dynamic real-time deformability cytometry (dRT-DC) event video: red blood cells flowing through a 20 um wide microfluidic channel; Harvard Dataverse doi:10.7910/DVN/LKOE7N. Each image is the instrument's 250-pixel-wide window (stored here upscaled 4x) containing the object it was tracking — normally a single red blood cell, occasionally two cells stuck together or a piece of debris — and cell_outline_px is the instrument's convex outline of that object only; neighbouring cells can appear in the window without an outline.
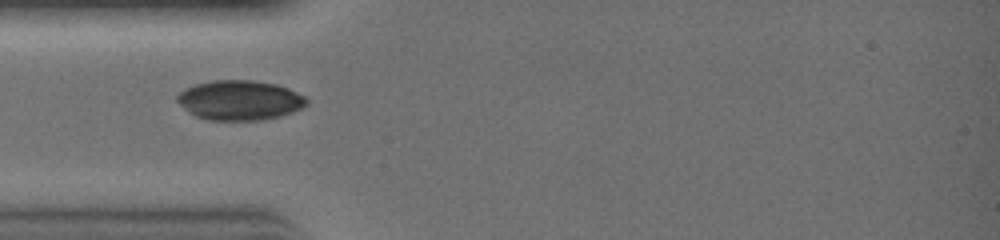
{"species": "common noctule bat (a hibernating species)", "species_latin": "Nyctalus noctula", "temperature_condition": "warm", "stored_images_in_passage": 19, "camera_frame_rate_fps": 3000, "um_per_image_px": 0.085, "animal": {"sex": "female", "body_mass_g": 19.0, "forearm_length_mm": 51.5}, "frame": {"image": 1, "passage_image": 1, "time_ms": 0.0, "image_size_px": [1000, 240], "cell_outline_px": [[308, 104], [292, 112], [276, 116], [256, 120], [208, 120], [196, 116], [188, 112], [176, 100], [176, 96], [184, 88], [196, 84], [212, 80], [252, 80], [276, 84], [288, 88], [304, 96], [308, 100]], "centroid_in_image_um": [20.34, 8.51], "position_along_channel_um": 64.7, "area_um2": 29.82}}
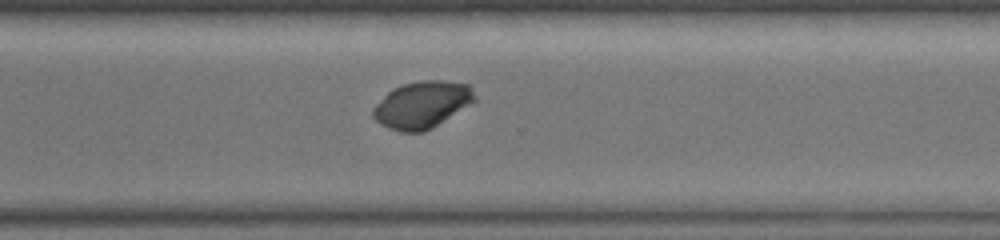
{"frame": {"image": 2, "passage_image": 14, "time_ms": 4.333, "image_size_px": [1000, 240], "cell_outline_px": [[476, 100], [432, 128], [424, 132], [400, 132], [388, 128], [380, 124], [372, 116], [372, 108], [392, 88], [400, 84], [420, 80], [444, 80], [468, 84], [472, 88], [476, 96]], "centroid_in_image_um": [35.86, 8.89], "position_along_channel_um": 334.7, "area_um2": 27.92}}
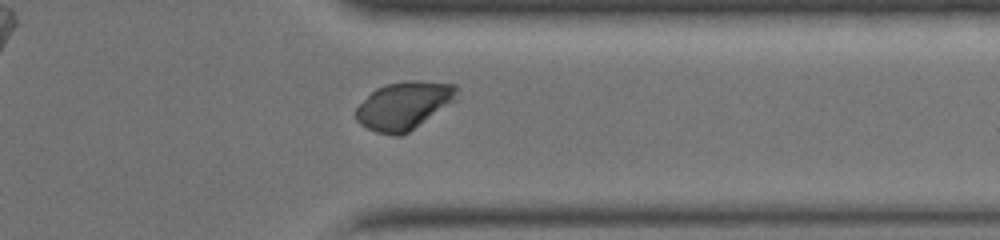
{"frame": {"image": 3, "passage_image": 16, "time_ms": 5.0, "image_size_px": [1000, 240], "cell_outline_px": [[456, 100], [408, 132], [400, 136], [396, 136], [376, 132], [360, 124], [356, 120], [356, 108], [376, 88], [388, 84], [404, 80], [420, 80], [456, 84]], "centroid_in_image_um": [34.34, 8.96], "position_along_channel_um": 377.1, "area_um2": 27.92}}